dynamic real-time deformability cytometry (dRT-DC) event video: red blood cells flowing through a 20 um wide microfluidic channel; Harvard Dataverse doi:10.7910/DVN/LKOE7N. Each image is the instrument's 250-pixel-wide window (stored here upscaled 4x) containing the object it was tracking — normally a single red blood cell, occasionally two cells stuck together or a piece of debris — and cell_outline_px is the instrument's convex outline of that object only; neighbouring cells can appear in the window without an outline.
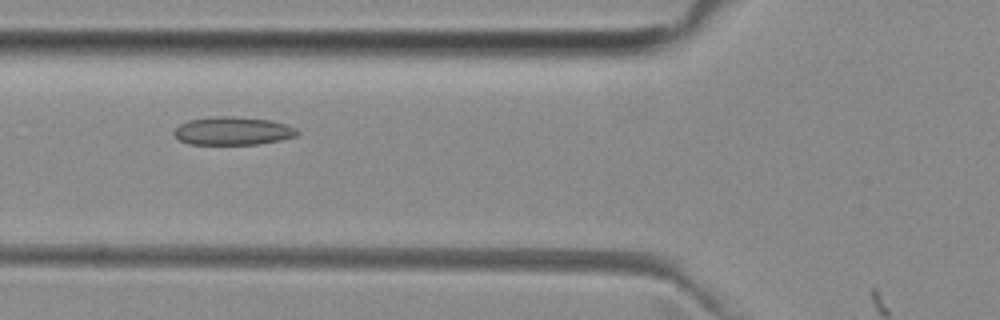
{"species": "common noctule bat (a hibernating species)", "species_latin": "Nyctalus noctula", "temperature_condition": "room temperature", "stored_images_in_passage": 35, "camera_frame_rate_fps": 3000, "um_per_image_px": 0.085, "animal": {"sex": "female", "body_mass_g": 29.2, "forearm_length_mm": 56.3}, "frame": {"image": 1, "passage_image": 4, "time_ms": 1.0, "image_size_px": [1000, 320], "cell_outline_px": [[300, 132], [296, 136], [280, 140], [260, 144], [188, 144], [180, 140], [172, 132], [180, 124], [188, 120], [212, 116], [236, 116], [272, 120], [296, 128]], "centroid_in_image_um": [19.79, 11.12], "position_along_channel_um": 106.0, "area_um2": 20.35}}
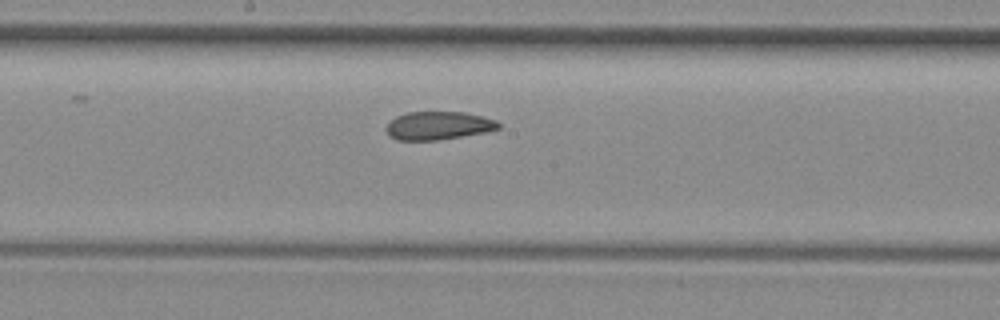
{"frame": {"image": 2, "passage_image": 12, "time_ms": 3.667, "image_size_px": [1000, 320], "cell_outline_px": [[500, 128], [488, 132], [440, 140], [396, 140], [388, 136], [384, 128], [396, 116], [408, 112], [464, 112], [496, 120], [500, 124]], "centroid_in_image_um": [37.25, 10.69], "position_along_channel_um": 211.0, "area_um2": 18.61}}
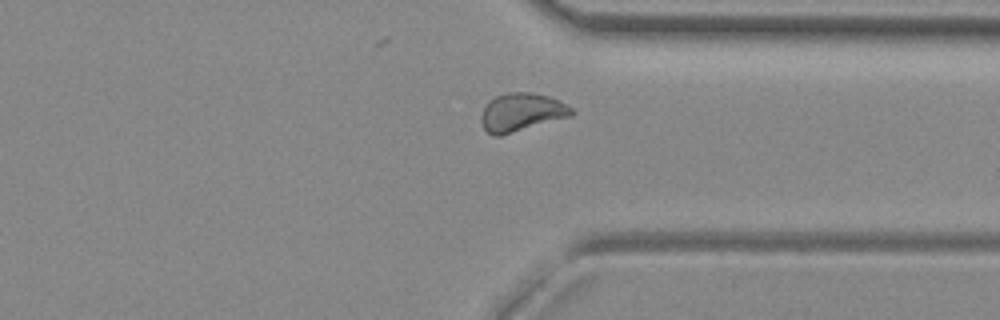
{"frame": {"image": 3, "passage_image": 24, "time_ms": 7.667, "image_size_px": [1000, 320], "cell_outline_px": [[576, 112], [572, 116], [500, 136], [492, 136], [484, 128], [480, 120], [480, 116], [488, 100], [496, 96], [508, 92], [532, 92], [548, 96], [568, 104]], "centroid_in_image_um": [44.34, 9.54], "position_along_channel_um": 367.1, "area_um2": 20.35}}